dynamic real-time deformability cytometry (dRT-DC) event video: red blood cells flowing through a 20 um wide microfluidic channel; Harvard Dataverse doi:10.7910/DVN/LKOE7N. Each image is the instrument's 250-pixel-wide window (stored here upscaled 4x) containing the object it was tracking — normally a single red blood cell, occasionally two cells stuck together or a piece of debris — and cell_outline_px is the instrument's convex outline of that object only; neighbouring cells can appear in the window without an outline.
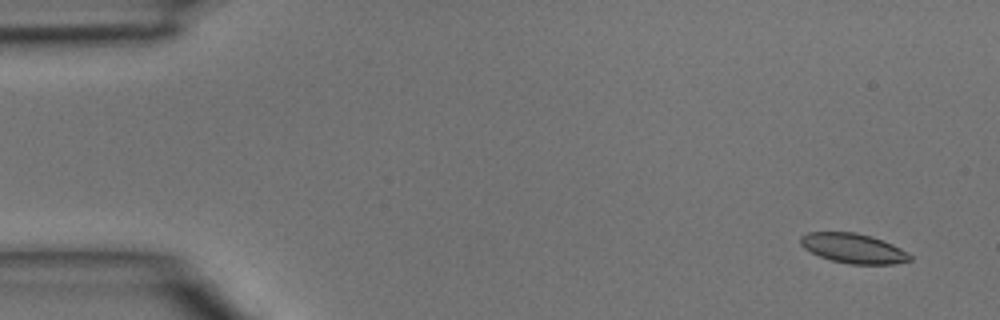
{"species": "common noctule bat (a hibernating species)", "species_latin": "Nyctalus noctula", "temperature_condition": "room temperature", "stored_images_in_passage": 6, "camera_frame_rate_fps": 3000, "um_per_image_px": 0.085, "animal": {"sex": "male", "body_mass_g": 15.6}, "frame": {"image": 1, "passage_image": 1, "time_ms": 0.0, "image_size_px": [1000, 320], "cell_outline_px": [[912, 260], [896, 264], [848, 264], [832, 260], [820, 256], [804, 248], [800, 244], [800, 236], [808, 232], [856, 232], [872, 236], [892, 244], [908, 252], [912, 256]], "centroid_in_image_um": [72.55, 21.1], "position_along_channel_um": 12.4, "area_um2": 19.02}}
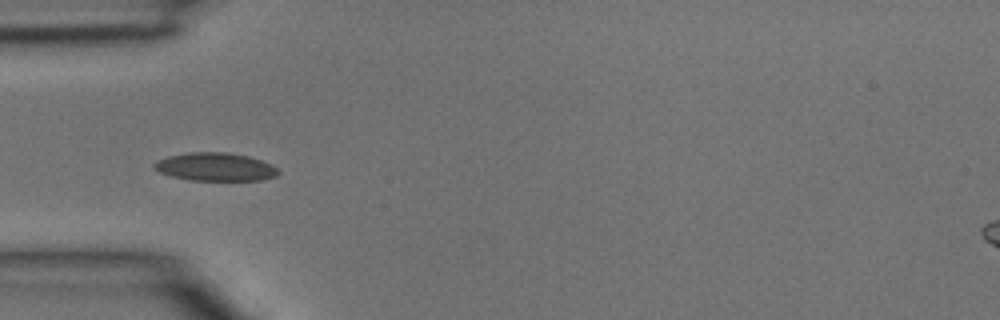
{"frame": {"image": 2, "passage_image": 4, "time_ms": 1.0, "image_size_px": [1000, 320], "cell_outline_px": [[280, 172], [276, 176], [264, 180], [188, 180], [172, 176], [160, 172], [152, 168], [152, 164], [168, 156], [192, 152], [228, 152], [248, 156], [272, 164]], "centroid_in_image_um": [18.32, 14.19], "position_along_channel_um": 66.7, "area_um2": 20.35}}
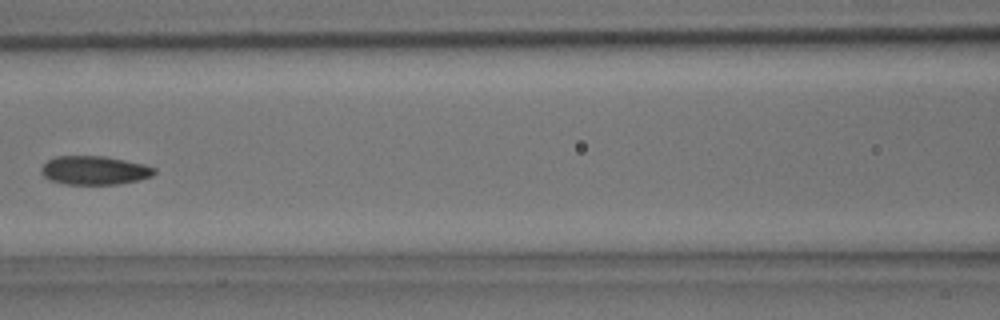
{"frame": {"image": 3, "passage_image": 6, "time_ms": 1.667, "image_size_px": [1000, 320], "cell_outline_px": [[156, 172], [152, 176], [140, 180], [116, 184], [64, 184], [48, 180], [40, 172], [40, 168], [48, 160], [56, 156], [104, 156], [144, 164], [156, 168]], "centroid_in_image_um": [8.02, 14.48], "position_along_channel_um": 158.6, "area_um2": 19.02}}